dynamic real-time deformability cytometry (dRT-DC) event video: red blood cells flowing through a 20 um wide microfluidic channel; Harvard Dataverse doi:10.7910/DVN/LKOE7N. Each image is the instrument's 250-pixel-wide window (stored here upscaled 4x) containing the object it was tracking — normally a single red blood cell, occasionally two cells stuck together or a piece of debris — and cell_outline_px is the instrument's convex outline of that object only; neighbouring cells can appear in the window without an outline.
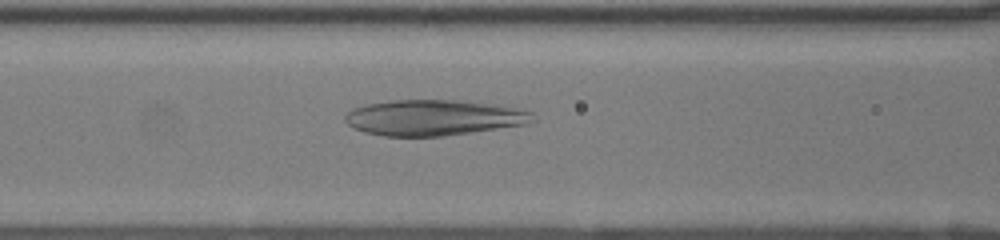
{"species": "human", "species_latin": "Homo sapiens", "temperature_condition": "room temperature", "stored_images_in_passage": 51, "camera_frame_rate_fps": 3000, "um_per_image_px": 0.085, "donor": {"sex": "female"}, "frame": {"image": 1, "passage_image": 24, "time_ms": 7.667, "image_size_px": [1000, 240], "cell_outline_px": [[536, 120], [528, 124], [444, 136], [384, 136], [364, 132], [348, 124], [344, 120], [344, 116], [348, 112], [356, 108], [368, 104], [396, 100], [456, 100], [512, 108], [532, 112]], "centroid_in_image_um": [36.85, 10.01], "position_along_channel_um": 129.8, "area_um2": 38.44}}
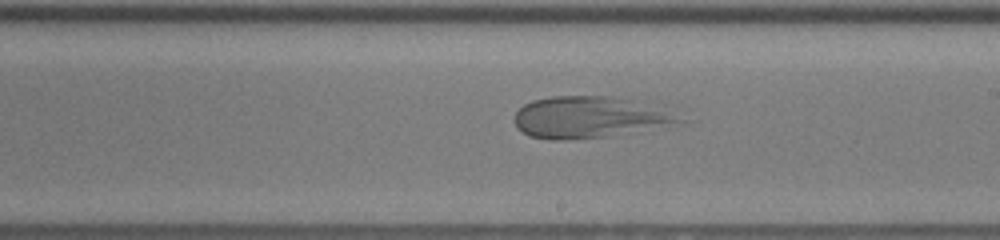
{"frame": {"image": 2, "passage_image": 32, "time_ms": 10.333, "image_size_px": [1000, 240], "cell_outline_px": [[684, 124], [608, 136], [564, 140], [552, 140], [528, 136], [520, 132], [516, 128], [516, 112], [524, 104], [532, 100], [552, 96], [608, 96], [628, 100], [684, 120]], "centroid_in_image_um": [49.95, 10.0], "position_along_channel_um": 239.0, "area_um2": 39.02}}
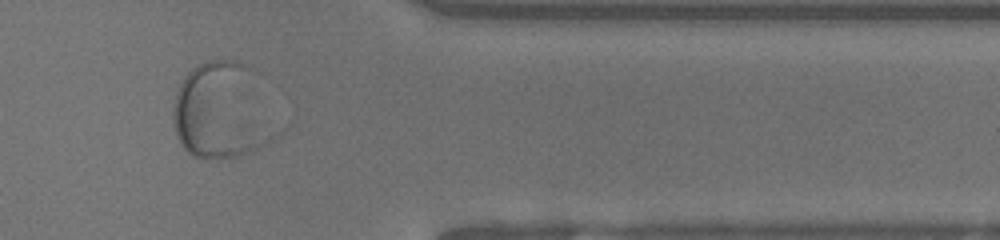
{"frame": {"image": 3, "passage_image": 44, "time_ms": 14.333, "image_size_px": [1000, 240], "cell_outline_px": [[292, 124], [280, 136], [260, 148], [252, 152], [240, 156], [216, 160], [204, 160], [192, 156], [180, 144], [176, 136], [172, 120], [172, 104], [176, 92], [184, 76], [192, 68], [200, 64], [212, 60], [240, 60], [244, 64]], "centroid_in_image_um": [19.09, 9.51], "position_along_channel_um": 392.3, "area_um2": 61.96}}